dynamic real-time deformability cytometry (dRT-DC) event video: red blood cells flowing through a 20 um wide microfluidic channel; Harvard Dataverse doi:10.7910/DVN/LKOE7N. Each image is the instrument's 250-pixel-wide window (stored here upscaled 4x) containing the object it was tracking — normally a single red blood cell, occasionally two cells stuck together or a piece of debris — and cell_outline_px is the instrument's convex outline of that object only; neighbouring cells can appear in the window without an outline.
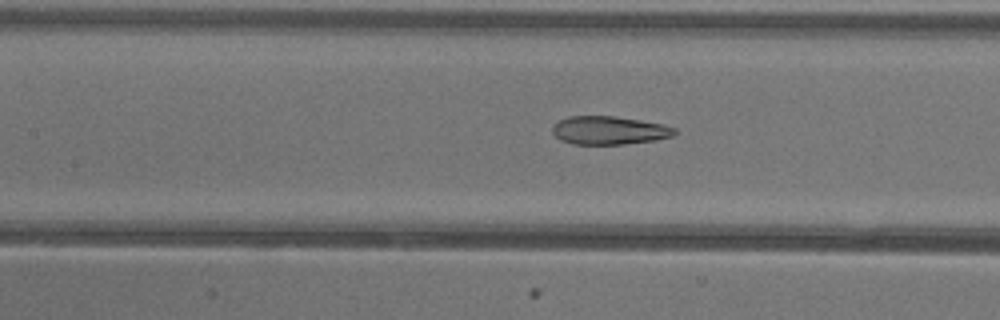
{"species": "common noctule bat (a hibernating species)", "species_latin": "Nyctalus noctula", "temperature_condition": "warm", "stored_images_in_passage": 51, "camera_frame_rate_fps": 3000, "um_per_image_px": 0.085, "animal": {"sex": "female"}, "frame": {"image": 1, "passage_image": 22, "time_ms": 7.0, "image_size_px": [1000, 320], "cell_outline_px": [[680, 132], [672, 136], [656, 140], [624, 144], [576, 144], [560, 140], [552, 132], [552, 124], [568, 116], [612, 116], [640, 120], [660, 124], [676, 128]], "centroid_in_image_um": [51.78, 11.08], "position_along_channel_um": 155.6, "area_um2": 20.17}}
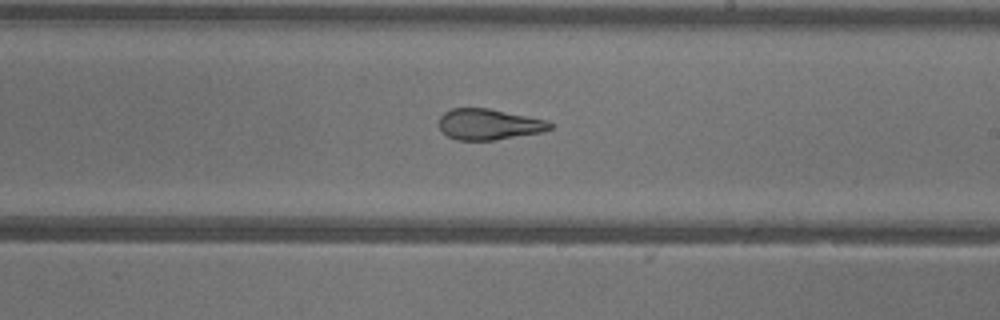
{"frame": {"image": 2, "passage_image": 29, "time_ms": 9.333, "image_size_px": [1000, 320], "cell_outline_px": [[552, 128], [544, 132], [496, 140], [456, 140], [440, 132], [440, 116], [444, 112], [452, 108], [488, 108], [544, 120], [552, 124]], "centroid_in_image_um": [41.52, 10.58], "position_along_channel_um": 247.5, "area_um2": 19.94}}
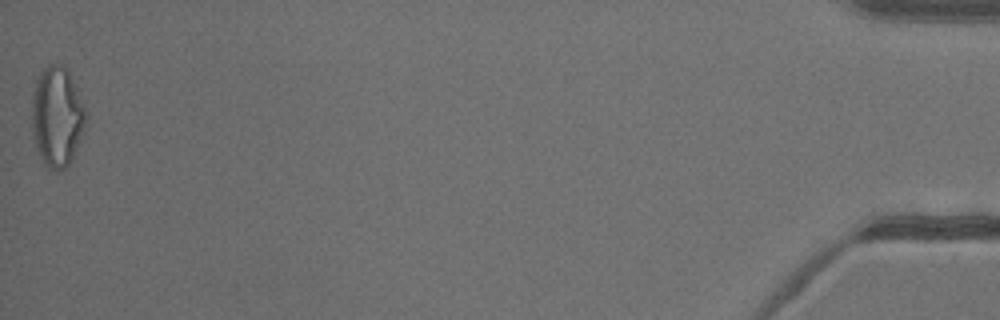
{"frame": {"image": 3, "passage_image": 51, "time_ms": 16.667, "image_size_px": [1000, 320], "cell_outline_px": [[88, 116], [84, 132], [72, 160], [64, 168], [56, 172], [48, 168], [44, 164], [36, 148], [32, 132], [32, 92], [36, 80], [40, 72], [48, 64], [60, 64], [68, 72], [88, 112]], "centroid_in_image_um": [4.85, 9.94], "position_along_channel_um": 430.3, "area_um2": 31.85}, "authors_computed_cell_mechanics": {"area_um2": 23.5824, "velocity_mm_per_s": 3.955, "shape_relaxation_time_tau1_ms": 9.6966, "shape_relaxation_time_tau2_ms": 2.4288, "deformation_change_tau1": 0.252, "deformation_change_tau2": 0.1012}}